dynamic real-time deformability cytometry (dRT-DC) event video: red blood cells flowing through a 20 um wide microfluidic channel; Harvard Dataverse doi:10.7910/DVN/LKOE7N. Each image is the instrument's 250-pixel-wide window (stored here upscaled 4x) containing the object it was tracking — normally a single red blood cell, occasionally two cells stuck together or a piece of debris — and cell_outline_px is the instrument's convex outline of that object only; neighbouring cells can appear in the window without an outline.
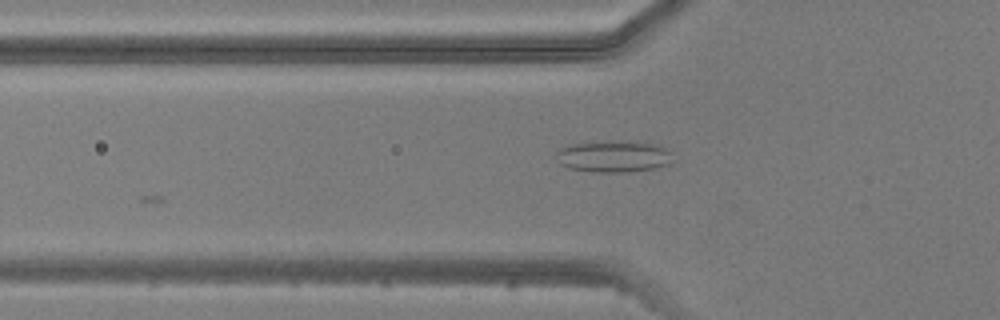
{"species": "common noctule bat (a hibernating species)", "species_latin": "Nyctalus noctula", "temperature_condition": "warm", "stored_images_in_passage": 6, "camera_frame_rate_fps": 3000, "um_per_image_px": 0.085, "animal": {"sex": "male", "body_mass_g": 20.5, "forearm_length_mm": 52.5}, "frame": {"image": 1, "passage_image": 5, "time_ms": 5.0, "image_size_px": [1000, 320], "cell_outline_px": [[676, 160], [668, 164], [656, 168], [628, 172], [592, 172], [568, 168], [560, 164], [556, 152], [560, 148], [572, 144], [660, 144]], "centroid_in_image_um": [52.17, 13.37], "position_along_channel_um": 73.6, "area_um2": 20.4}}